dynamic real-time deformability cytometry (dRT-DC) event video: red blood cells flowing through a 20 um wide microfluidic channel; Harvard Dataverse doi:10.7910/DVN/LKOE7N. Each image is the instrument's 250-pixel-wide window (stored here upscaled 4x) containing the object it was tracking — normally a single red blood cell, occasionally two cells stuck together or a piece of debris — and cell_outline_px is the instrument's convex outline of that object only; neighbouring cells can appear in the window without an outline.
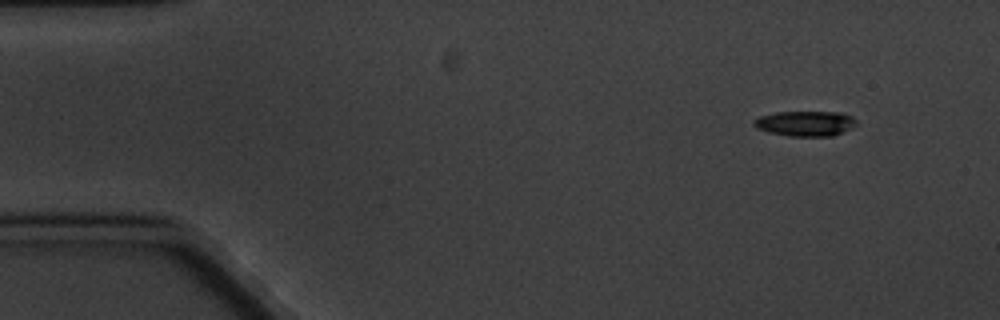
{"species": "common noctule bat (a hibernating species)", "species_latin": "Nyctalus noctula", "temperature_condition": "cold", "stored_images_in_passage": 7, "camera_frame_rate_fps": 3000, "um_per_image_px": 0.085, "animal": {"sex": "male", "body_mass_g": 20.1, "forearm_length_mm": 53.5}, "frame": {"image": 1, "passage_image": 1, "time_ms": 0.0, "image_size_px": [1000, 320], "cell_outline_px": [[856, 124], [832, 136], [788, 136], [768, 132], [756, 128], [752, 124], [752, 120], [760, 116], [776, 112], [840, 112], [852, 116], [856, 120]], "centroid_in_image_um": [68.39, 10.49], "position_along_channel_um": 16.6, "area_um2": 14.97}}
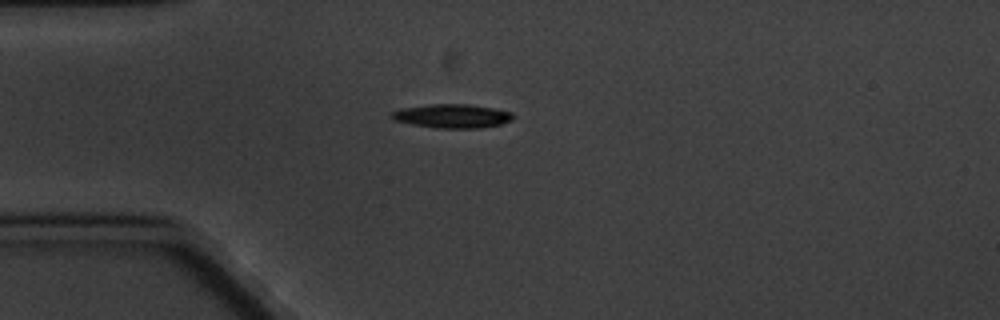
{"frame": {"image": 2, "passage_image": 3, "time_ms": 3.333, "image_size_px": [1000, 320], "cell_outline_px": [[516, 116], [512, 120], [500, 124], [476, 128], [436, 128], [412, 124], [392, 120], [388, 116], [392, 112], [400, 108], [428, 104], [468, 104], [492, 108], [512, 112]], "centroid_in_image_um": [38.39, 9.86], "position_along_channel_um": 46.6, "area_um2": 16.99}}